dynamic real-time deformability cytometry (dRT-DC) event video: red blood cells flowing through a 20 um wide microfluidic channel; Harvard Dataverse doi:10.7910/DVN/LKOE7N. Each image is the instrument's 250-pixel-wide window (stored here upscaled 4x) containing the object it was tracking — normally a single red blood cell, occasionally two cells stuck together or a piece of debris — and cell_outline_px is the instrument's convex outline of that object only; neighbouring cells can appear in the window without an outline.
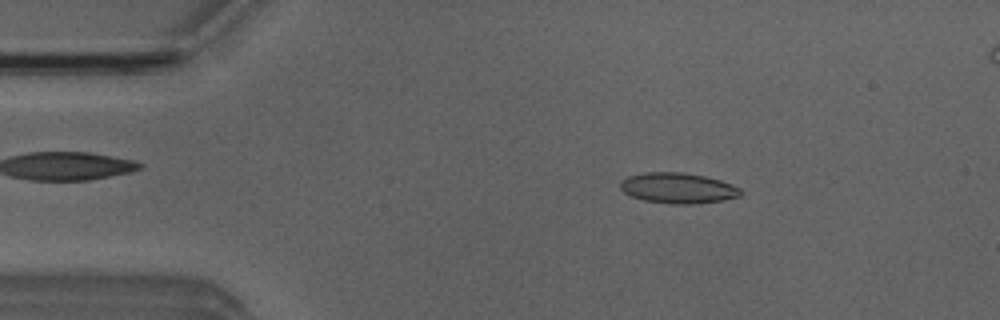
{"species": "Egyptian fruit bat (a non-hibernating species)", "species_latin": "Rousettus aegyptiacus", "temperature_condition": "room temperature", "stored_images_in_passage": 50, "segment_of_instrument_passage": [1, 2], "camera_frame_rate_fps": 3000, "um_per_image_px": 0.085, "animal": {"sex": "male"}, "frame": {"image": 1, "passage_image": 7, "time_ms": 2.0, "image_size_px": [1000, 320], "cell_outline_px": [[740, 196], [724, 200], [692, 204], [672, 204], [644, 200], [632, 196], [624, 192], [620, 188], [620, 180], [628, 176], [644, 172], [684, 172], [704, 176], [720, 180], [732, 184], [740, 188]], "centroid_in_image_um": [57.61, 15.98], "position_along_channel_um": 27.4, "area_um2": 21.44}}
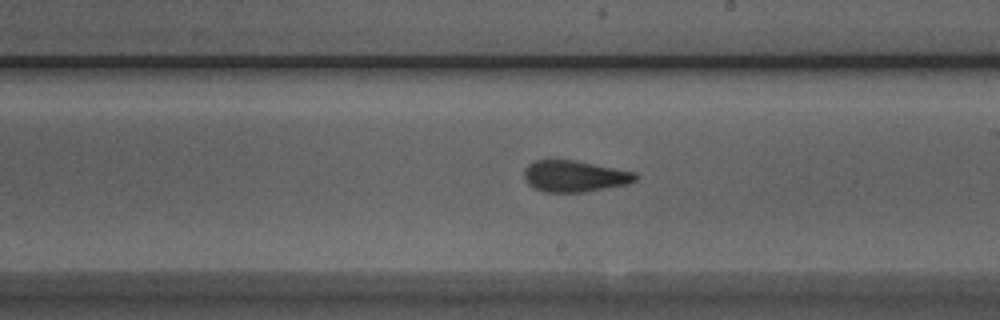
{"frame": {"image": 2, "passage_image": 27, "time_ms": 8.667, "image_size_px": [1000, 320], "cell_outline_px": [[640, 176], [636, 180], [628, 184], [584, 192], [544, 192], [532, 188], [524, 180], [524, 168], [528, 164], [536, 160], [576, 160], [636, 172]], "centroid_in_image_um": [48.84, 14.98], "position_along_channel_um": 240.2, "area_um2": 20.63}}
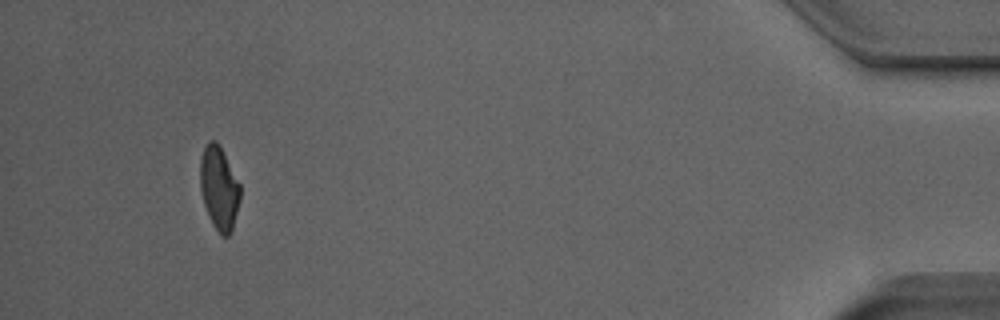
{"frame": {"image": 3, "passage_image": 46, "time_ms": 15.0, "image_size_px": [1000, 320], "cell_outline_px": [[240, 200], [232, 228], [228, 236], [220, 236], [212, 224], [208, 216], [204, 204], [200, 188], [200, 160], [204, 148], [208, 140], [216, 140], [220, 144], [240, 184]], "centroid_in_image_um": [18.61, 15.97], "position_along_channel_um": 416.6, "area_um2": 19.59}}